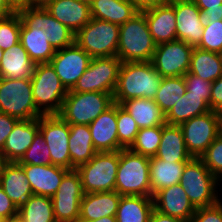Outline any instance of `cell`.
I'll use <instances>...</instances> for the list:
<instances>
[{
	"label": "cell",
	"mask_w": 222,
	"mask_h": 222,
	"mask_svg": "<svg viewBox=\"0 0 222 222\" xmlns=\"http://www.w3.org/2000/svg\"><path fill=\"white\" fill-rule=\"evenodd\" d=\"M74 42L92 58L116 56L119 43V25L91 18L75 34Z\"/></svg>",
	"instance_id": "9"
},
{
	"label": "cell",
	"mask_w": 222,
	"mask_h": 222,
	"mask_svg": "<svg viewBox=\"0 0 222 222\" xmlns=\"http://www.w3.org/2000/svg\"><path fill=\"white\" fill-rule=\"evenodd\" d=\"M174 7L177 40L196 47L202 38L205 21L202 11L192 0H168Z\"/></svg>",
	"instance_id": "17"
},
{
	"label": "cell",
	"mask_w": 222,
	"mask_h": 222,
	"mask_svg": "<svg viewBox=\"0 0 222 222\" xmlns=\"http://www.w3.org/2000/svg\"><path fill=\"white\" fill-rule=\"evenodd\" d=\"M93 145L97 152H114L124 149L117 136V104L101 113L89 125Z\"/></svg>",
	"instance_id": "20"
},
{
	"label": "cell",
	"mask_w": 222,
	"mask_h": 222,
	"mask_svg": "<svg viewBox=\"0 0 222 222\" xmlns=\"http://www.w3.org/2000/svg\"><path fill=\"white\" fill-rule=\"evenodd\" d=\"M121 64L117 56L91 58L88 68L69 91L114 94Z\"/></svg>",
	"instance_id": "10"
},
{
	"label": "cell",
	"mask_w": 222,
	"mask_h": 222,
	"mask_svg": "<svg viewBox=\"0 0 222 222\" xmlns=\"http://www.w3.org/2000/svg\"><path fill=\"white\" fill-rule=\"evenodd\" d=\"M31 85L37 110L42 115H59L68 91L50 63L35 64Z\"/></svg>",
	"instance_id": "4"
},
{
	"label": "cell",
	"mask_w": 222,
	"mask_h": 222,
	"mask_svg": "<svg viewBox=\"0 0 222 222\" xmlns=\"http://www.w3.org/2000/svg\"><path fill=\"white\" fill-rule=\"evenodd\" d=\"M12 2L15 4L16 9L22 7V0H12Z\"/></svg>",
	"instance_id": "59"
},
{
	"label": "cell",
	"mask_w": 222,
	"mask_h": 222,
	"mask_svg": "<svg viewBox=\"0 0 222 222\" xmlns=\"http://www.w3.org/2000/svg\"><path fill=\"white\" fill-rule=\"evenodd\" d=\"M81 1H85V2H88V3H90V2H91V0H81Z\"/></svg>",
	"instance_id": "62"
},
{
	"label": "cell",
	"mask_w": 222,
	"mask_h": 222,
	"mask_svg": "<svg viewBox=\"0 0 222 222\" xmlns=\"http://www.w3.org/2000/svg\"><path fill=\"white\" fill-rule=\"evenodd\" d=\"M39 132L46 141L52 164L71 170L69 124L60 115H42L39 117Z\"/></svg>",
	"instance_id": "13"
},
{
	"label": "cell",
	"mask_w": 222,
	"mask_h": 222,
	"mask_svg": "<svg viewBox=\"0 0 222 222\" xmlns=\"http://www.w3.org/2000/svg\"><path fill=\"white\" fill-rule=\"evenodd\" d=\"M142 12L156 45L177 40L175 11L168 1Z\"/></svg>",
	"instance_id": "22"
},
{
	"label": "cell",
	"mask_w": 222,
	"mask_h": 222,
	"mask_svg": "<svg viewBox=\"0 0 222 222\" xmlns=\"http://www.w3.org/2000/svg\"><path fill=\"white\" fill-rule=\"evenodd\" d=\"M186 148L194 158H199L220 135L216 111L195 116L180 125Z\"/></svg>",
	"instance_id": "15"
},
{
	"label": "cell",
	"mask_w": 222,
	"mask_h": 222,
	"mask_svg": "<svg viewBox=\"0 0 222 222\" xmlns=\"http://www.w3.org/2000/svg\"><path fill=\"white\" fill-rule=\"evenodd\" d=\"M162 137V126L140 128L135 142L129 148L132 152L153 157L156 155Z\"/></svg>",
	"instance_id": "38"
},
{
	"label": "cell",
	"mask_w": 222,
	"mask_h": 222,
	"mask_svg": "<svg viewBox=\"0 0 222 222\" xmlns=\"http://www.w3.org/2000/svg\"><path fill=\"white\" fill-rule=\"evenodd\" d=\"M0 112L19 120L42 116L34 103L31 79L0 77Z\"/></svg>",
	"instance_id": "7"
},
{
	"label": "cell",
	"mask_w": 222,
	"mask_h": 222,
	"mask_svg": "<svg viewBox=\"0 0 222 222\" xmlns=\"http://www.w3.org/2000/svg\"><path fill=\"white\" fill-rule=\"evenodd\" d=\"M16 11L17 9L12 0H0V18L7 17Z\"/></svg>",
	"instance_id": "51"
},
{
	"label": "cell",
	"mask_w": 222,
	"mask_h": 222,
	"mask_svg": "<svg viewBox=\"0 0 222 222\" xmlns=\"http://www.w3.org/2000/svg\"><path fill=\"white\" fill-rule=\"evenodd\" d=\"M69 128L68 148L71 158V170H73L87 163L97 151L94 148L88 125H69Z\"/></svg>",
	"instance_id": "31"
},
{
	"label": "cell",
	"mask_w": 222,
	"mask_h": 222,
	"mask_svg": "<svg viewBox=\"0 0 222 222\" xmlns=\"http://www.w3.org/2000/svg\"><path fill=\"white\" fill-rule=\"evenodd\" d=\"M153 200L154 209L159 213L187 222H191L196 211L180 183L161 189Z\"/></svg>",
	"instance_id": "18"
},
{
	"label": "cell",
	"mask_w": 222,
	"mask_h": 222,
	"mask_svg": "<svg viewBox=\"0 0 222 222\" xmlns=\"http://www.w3.org/2000/svg\"><path fill=\"white\" fill-rule=\"evenodd\" d=\"M18 163L31 165H52L48 146L40 132H38L34 137L32 144L26 150Z\"/></svg>",
	"instance_id": "41"
},
{
	"label": "cell",
	"mask_w": 222,
	"mask_h": 222,
	"mask_svg": "<svg viewBox=\"0 0 222 222\" xmlns=\"http://www.w3.org/2000/svg\"><path fill=\"white\" fill-rule=\"evenodd\" d=\"M34 195L52 197L69 169L57 165L20 164Z\"/></svg>",
	"instance_id": "21"
},
{
	"label": "cell",
	"mask_w": 222,
	"mask_h": 222,
	"mask_svg": "<svg viewBox=\"0 0 222 222\" xmlns=\"http://www.w3.org/2000/svg\"><path fill=\"white\" fill-rule=\"evenodd\" d=\"M84 194L79 172L76 169L69 170L51 197L56 222H76L80 217Z\"/></svg>",
	"instance_id": "12"
},
{
	"label": "cell",
	"mask_w": 222,
	"mask_h": 222,
	"mask_svg": "<svg viewBox=\"0 0 222 222\" xmlns=\"http://www.w3.org/2000/svg\"><path fill=\"white\" fill-rule=\"evenodd\" d=\"M139 11L129 0H91V18L122 25Z\"/></svg>",
	"instance_id": "28"
},
{
	"label": "cell",
	"mask_w": 222,
	"mask_h": 222,
	"mask_svg": "<svg viewBox=\"0 0 222 222\" xmlns=\"http://www.w3.org/2000/svg\"><path fill=\"white\" fill-rule=\"evenodd\" d=\"M35 63L21 42L4 51L0 63V77L8 79H31Z\"/></svg>",
	"instance_id": "26"
},
{
	"label": "cell",
	"mask_w": 222,
	"mask_h": 222,
	"mask_svg": "<svg viewBox=\"0 0 222 222\" xmlns=\"http://www.w3.org/2000/svg\"><path fill=\"white\" fill-rule=\"evenodd\" d=\"M21 24L25 28L43 29L49 38V43L55 50L70 46L74 43L75 34L53 17L43 5L24 6L17 9Z\"/></svg>",
	"instance_id": "11"
},
{
	"label": "cell",
	"mask_w": 222,
	"mask_h": 222,
	"mask_svg": "<svg viewBox=\"0 0 222 222\" xmlns=\"http://www.w3.org/2000/svg\"><path fill=\"white\" fill-rule=\"evenodd\" d=\"M120 105L135 120L139 129L166 124L165 114L154 99L135 98L122 102Z\"/></svg>",
	"instance_id": "29"
},
{
	"label": "cell",
	"mask_w": 222,
	"mask_h": 222,
	"mask_svg": "<svg viewBox=\"0 0 222 222\" xmlns=\"http://www.w3.org/2000/svg\"><path fill=\"white\" fill-rule=\"evenodd\" d=\"M202 17L204 21L222 20V4L219 7L204 9Z\"/></svg>",
	"instance_id": "50"
},
{
	"label": "cell",
	"mask_w": 222,
	"mask_h": 222,
	"mask_svg": "<svg viewBox=\"0 0 222 222\" xmlns=\"http://www.w3.org/2000/svg\"><path fill=\"white\" fill-rule=\"evenodd\" d=\"M197 7L203 11L204 9L219 7L222 4V0H192Z\"/></svg>",
	"instance_id": "53"
},
{
	"label": "cell",
	"mask_w": 222,
	"mask_h": 222,
	"mask_svg": "<svg viewBox=\"0 0 222 222\" xmlns=\"http://www.w3.org/2000/svg\"><path fill=\"white\" fill-rule=\"evenodd\" d=\"M46 1L47 0H22V7L43 5Z\"/></svg>",
	"instance_id": "55"
},
{
	"label": "cell",
	"mask_w": 222,
	"mask_h": 222,
	"mask_svg": "<svg viewBox=\"0 0 222 222\" xmlns=\"http://www.w3.org/2000/svg\"><path fill=\"white\" fill-rule=\"evenodd\" d=\"M218 181L200 158L193 157L185 164L179 183L193 206L201 208L221 201L216 190Z\"/></svg>",
	"instance_id": "5"
},
{
	"label": "cell",
	"mask_w": 222,
	"mask_h": 222,
	"mask_svg": "<svg viewBox=\"0 0 222 222\" xmlns=\"http://www.w3.org/2000/svg\"><path fill=\"white\" fill-rule=\"evenodd\" d=\"M18 213L26 222H56L52 199L42 195L33 194Z\"/></svg>",
	"instance_id": "37"
},
{
	"label": "cell",
	"mask_w": 222,
	"mask_h": 222,
	"mask_svg": "<svg viewBox=\"0 0 222 222\" xmlns=\"http://www.w3.org/2000/svg\"><path fill=\"white\" fill-rule=\"evenodd\" d=\"M156 44L149 32L143 12L119 26L116 56L122 62H148L152 60Z\"/></svg>",
	"instance_id": "2"
},
{
	"label": "cell",
	"mask_w": 222,
	"mask_h": 222,
	"mask_svg": "<svg viewBox=\"0 0 222 222\" xmlns=\"http://www.w3.org/2000/svg\"><path fill=\"white\" fill-rule=\"evenodd\" d=\"M196 47L216 53L222 51V20L205 21L202 38Z\"/></svg>",
	"instance_id": "42"
},
{
	"label": "cell",
	"mask_w": 222,
	"mask_h": 222,
	"mask_svg": "<svg viewBox=\"0 0 222 222\" xmlns=\"http://www.w3.org/2000/svg\"><path fill=\"white\" fill-rule=\"evenodd\" d=\"M218 179L222 176V135L220 134L199 157Z\"/></svg>",
	"instance_id": "43"
},
{
	"label": "cell",
	"mask_w": 222,
	"mask_h": 222,
	"mask_svg": "<svg viewBox=\"0 0 222 222\" xmlns=\"http://www.w3.org/2000/svg\"><path fill=\"white\" fill-rule=\"evenodd\" d=\"M21 17L16 11L0 18V47L6 51L20 42Z\"/></svg>",
	"instance_id": "40"
},
{
	"label": "cell",
	"mask_w": 222,
	"mask_h": 222,
	"mask_svg": "<svg viewBox=\"0 0 222 222\" xmlns=\"http://www.w3.org/2000/svg\"><path fill=\"white\" fill-rule=\"evenodd\" d=\"M76 222H117L115 216H106L96 220L78 219Z\"/></svg>",
	"instance_id": "54"
},
{
	"label": "cell",
	"mask_w": 222,
	"mask_h": 222,
	"mask_svg": "<svg viewBox=\"0 0 222 222\" xmlns=\"http://www.w3.org/2000/svg\"><path fill=\"white\" fill-rule=\"evenodd\" d=\"M0 186L19 209L33 195L24 169L18 162H7L0 176Z\"/></svg>",
	"instance_id": "24"
},
{
	"label": "cell",
	"mask_w": 222,
	"mask_h": 222,
	"mask_svg": "<svg viewBox=\"0 0 222 222\" xmlns=\"http://www.w3.org/2000/svg\"><path fill=\"white\" fill-rule=\"evenodd\" d=\"M113 104V94L68 91L59 115L69 125H89Z\"/></svg>",
	"instance_id": "6"
},
{
	"label": "cell",
	"mask_w": 222,
	"mask_h": 222,
	"mask_svg": "<svg viewBox=\"0 0 222 222\" xmlns=\"http://www.w3.org/2000/svg\"><path fill=\"white\" fill-rule=\"evenodd\" d=\"M20 42L35 64L49 63L56 53L43 29L25 28L21 24Z\"/></svg>",
	"instance_id": "32"
},
{
	"label": "cell",
	"mask_w": 222,
	"mask_h": 222,
	"mask_svg": "<svg viewBox=\"0 0 222 222\" xmlns=\"http://www.w3.org/2000/svg\"><path fill=\"white\" fill-rule=\"evenodd\" d=\"M39 132V118L19 120L1 151L7 162H18Z\"/></svg>",
	"instance_id": "23"
},
{
	"label": "cell",
	"mask_w": 222,
	"mask_h": 222,
	"mask_svg": "<svg viewBox=\"0 0 222 222\" xmlns=\"http://www.w3.org/2000/svg\"><path fill=\"white\" fill-rule=\"evenodd\" d=\"M119 151L97 152L79 172L84 193L115 191Z\"/></svg>",
	"instance_id": "8"
},
{
	"label": "cell",
	"mask_w": 222,
	"mask_h": 222,
	"mask_svg": "<svg viewBox=\"0 0 222 222\" xmlns=\"http://www.w3.org/2000/svg\"><path fill=\"white\" fill-rule=\"evenodd\" d=\"M191 222H222V202L208 206L196 208Z\"/></svg>",
	"instance_id": "45"
},
{
	"label": "cell",
	"mask_w": 222,
	"mask_h": 222,
	"mask_svg": "<svg viewBox=\"0 0 222 222\" xmlns=\"http://www.w3.org/2000/svg\"><path fill=\"white\" fill-rule=\"evenodd\" d=\"M185 92L186 84L183 76L163 77L154 101L166 115Z\"/></svg>",
	"instance_id": "36"
},
{
	"label": "cell",
	"mask_w": 222,
	"mask_h": 222,
	"mask_svg": "<svg viewBox=\"0 0 222 222\" xmlns=\"http://www.w3.org/2000/svg\"><path fill=\"white\" fill-rule=\"evenodd\" d=\"M5 218L0 215V222H5Z\"/></svg>",
	"instance_id": "61"
},
{
	"label": "cell",
	"mask_w": 222,
	"mask_h": 222,
	"mask_svg": "<svg viewBox=\"0 0 222 222\" xmlns=\"http://www.w3.org/2000/svg\"><path fill=\"white\" fill-rule=\"evenodd\" d=\"M183 77L186 84V90L189 92V94L203 95V100L210 106L211 109L212 82L204 81L200 77H197L189 72Z\"/></svg>",
	"instance_id": "44"
},
{
	"label": "cell",
	"mask_w": 222,
	"mask_h": 222,
	"mask_svg": "<svg viewBox=\"0 0 222 222\" xmlns=\"http://www.w3.org/2000/svg\"><path fill=\"white\" fill-rule=\"evenodd\" d=\"M149 167L150 157L134 153L130 149L120 150L115 191L121 196L152 197Z\"/></svg>",
	"instance_id": "3"
},
{
	"label": "cell",
	"mask_w": 222,
	"mask_h": 222,
	"mask_svg": "<svg viewBox=\"0 0 222 222\" xmlns=\"http://www.w3.org/2000/svg\"><path fill=\"white\" fill-rule=\"evenodd\" d=\"M44 8L74 34L90 20V3L81 0H47Z\"/></svg>",
	"instance_id": "19"
},
{
	"label": "cell",
	"mask_w": 222,
	"mask_h": 222,
	"mask_svg": "<svg viewBox=\"0 0 222 222\" xmlns=\"http://www.w3.org/2000/svg\"><path fill=\"white\" fill-rule=\"evenodd\" d=\"M117 136L119 144L124 149H129L135 142L139 127L131 115L117 104Z\"/></svg>",
	"instance_id": "39"
},
{
	"label": "cell",
	"mask_w": 222,
	"mask_h": 222,
	"mask_svg": "<svg viewBox=\"0 0 222 222\" xmlns=\"http://www.w3.org/2000/svg\"><path fill=\"white\" fill-rule=\"evenodd\" d=\"M120 198L117 191L85 193L81 200L79 219L96 220L115 216Z\"/></svg>",
	"instance_id": "25"
},
{
	"label": "cell",
	"mask_w": 222,
	"mask_h": 222,
	"mask_svg": "<svg viewBox=\"0 0 222 222\" xmlns=\"http://www.w3.org/2000/svg\"><path fill=\"white\" fill-rule=\"evenodd\" d=\"M216 113L218 117L219 131H222V108H219Z\"/></svg>",
	"instance_id": "57"
},
{
	"label": "cell",
	"mask_w": 222,
	"mask_h": 222,
	"mask_svg": "<svg viewBox=\"0 0 222 222\" xmlns=\"http://www.w3.org/2000/svg\"><path fill=\"white\" fill-rule=\"evenodd\" d=\"M186 163L150 157L149 176L152 197L161 189L178 184Z\"/></svg>",
	"instance_id": "30"
},
{
	"label": "cell",
	"mask_w": 222,
	"mask_h": 222,
	"mask_svg": "<svg viewBox=\"0 0 222 222\" xmlns=\"http://www.w3.org/2000/svg\"><path fill=\"white\" fill-rule=\"evenodd\" d=\"M134 7L139 11L142 12L144 10L154 8L158 5H162L166 3L168 0H129Z\"/></svg>",
	"instance_id": "49"
},
{
	"label": "cell",
	"mask_w": 222,
	"mask_h": 222,
	"mask_svg": "<svg viewBox=\"0 0 222 222\" xmlns=\"http://www.w3.org/2000/svg\"><path fill=\"white\" fill-rule=\"evenodd\" d=\"M209 111H211L210 106L203 100V95L189 94L186 90L165 115L166 124L180 126L187 120Z\"/></svg>",
	"instance_id": "33"
},
{
	"label": "cell",
	"mask_w": 222,
	"mask_h": 222,
	"mask_svg": "<svg viewBox=\"0 0 222 222\" xmlns=\"http://www.w3.org/2000/svg\"><path fill=\"white\" fill-rule=\"evenodd\" d=\"M149 222H187V221L174 218L168 215H164L154 209L153 212L151 213Z\"/></svg>",
	"instance_id": "52"
},
{
	"label": "cell",
	"mask_w": 222,
	"mask_h": 222,
	"mask_svg": "<svg viewBox=\"0 0 222 222\" xmlns=\"http://www.w3.org/2000/svg\"><path fill=\"white\" fill-rule=\"evenodd\" d=\"M7 161L5 159V157L2 155V153L0 152V176L3 172V168L6 165Z\"/></svg>",
	"instance_id": "58"
},
{
	"label": "cell",
	"mask_w": 222,
	"mask_h": 222,
	"mask_svg": "<svg viewBox=\"0 0 222 222\" xmlns=\"http://www.w3.org/2000/svg\"><path fill=\"white\" fill-rule=\"evenodd\" d=\"M5 222H26L21 214L16 213L15 215L11 216L9 219H6Z\"/></svg>",
	"instance_id": "56"
},
{
	"label": "cell",
	"mask_w": 222,
	"mask_h": 222,
	"mask_svg": "<svg viewBox=\"0 0 222 222\" xmlns=\"http://www.w3.org/2000/svg\"><path fill=\"white\" fill-rule=\"evenodd\" d=\"M161 80L151 61L122 62L113 94L114 103L121 104L135 98L154 99Z\"/></svg>",
	"instance_id": "1"
},
{
	"label": "cell",
	"mask_w": 222,
	"mask_h": 222,
	"mask_svg": "<svg viewBox=\"0 0 222 222\" xmlns=\"http://www.w3.org/2000/svg\"><path fill=\"white\" fill-rule=\"evenodd\" d=\"M19 119L0 112V152L3 149L7 137L13 131L15 124Z\"/></svg>",
	"instance_id": "46"
},
{
	"label": "cell",
	"mask_w": 222,
	"mask_h": 222,
	"mask_svg": "<svg viewBox=\"0 0 222 222\" xmlns=\"http://www.w3.org/2000/svg\"><path fill=\"white\" fill-rule=\"evenodd\" d=\"M155 157L173 162H188L193 158L186 148L180 126L162 125V137Z\"/></svg>",
	"instance_id": "27"
},
{
	"label": "cell",
	"mask_w": 222,
	"mask_h": 222,
	"mask_svg": "<svg viewBox=\"0 0 222 222\" xmlns=\"http://www.w3.org/2000/svg\"><path fill=\"white\" fill-rule=\"evenodd\" d=\"M193 46L181 40L156 45L151 63L163 77H178L188 73Z\"/></svg>",
	"instance_id": "14"
},
{
	"label": "cell",
	"mask_w": 222,
	"mask_h": 222,
	"mask_svg": "<svg viewBox=\"0 0 222 222\" xmlns=\"http://www.w3.org/2000/svg\"><path fill=\"white\" fill-rule=\"evenodd\" d=\"M189 73L204 81L214 82L222 76V60L220 53L194 47L191 53Z\"/></svg>",
	"instance_id": "35"
},
{
	"label": "cell",
	"mask_w": 222,
	"mask_h": 222,
	"mask_svg": "<svg viewBox=\"0 0 222 222\" xmlns=\"http://www.w3.org/2000/svg\"><path fill=\"white\" fill-rule=\"evenodd\" d=\"M219 108H222V76L211 87V110L217 111Z\"/></svg>",
	"instance_id": "48"
},
{
	"label": "cell",
	"mask_w": 222,
	"mask_h": 222,
	"mask_svg": "<svg viewBox=\"0 0 222 222\" xmlns=\"http://www.w3.org/2000/svg\"><path fill=\"white\" fill-rule=\"evenodd\" d=\"M91 56L75 42L65 48L56 50L50 64L67 91L71 90L88 68Z\"/></svg>",
	"instance_id": "16"
},
{
	"label": "cell",
	"mask_w": 222,
	"mask_h": 222,
	"mask_svg": "<svg viewBox=\"0 0 222 222\" xmlns=\"http://www.w3.org/2000/svg\"><path fill=\"white\" fill-rule=\"evenodd\" d=\"M153 210V197L121 196L115 218L117 222H149Z\"/></svg>",
	"instance_id": "34"
},
{
	"label": "cell",
	"mask_w": 222,
	"mask_h": 222,
	"mask_svg": "<svg viewBox=\"0 0 222 222\" xmlns=\"http://www.w3.org/2000/svg\"><path fill=\"white\" fill-rule=\"evenodd\" d=\"M18 213V208L0 186V215L5 219Z\"/></svg>",
	"instance_id": "47"
},
{
	"label": "cell",
	"mask_w": 222,
	"mask_h": 222,
	"mask_svg": "<svg viewBox=\"0 0 222 222\" xmlns=\"http://www.w3.org/2000/svg\"><path fill=\"white\" fill-rule=\"evenodd\" d=\"M4 50L0 47V63L3 58Z\"/></svg>",
	"instance_id": "60"
}]
</instances>
